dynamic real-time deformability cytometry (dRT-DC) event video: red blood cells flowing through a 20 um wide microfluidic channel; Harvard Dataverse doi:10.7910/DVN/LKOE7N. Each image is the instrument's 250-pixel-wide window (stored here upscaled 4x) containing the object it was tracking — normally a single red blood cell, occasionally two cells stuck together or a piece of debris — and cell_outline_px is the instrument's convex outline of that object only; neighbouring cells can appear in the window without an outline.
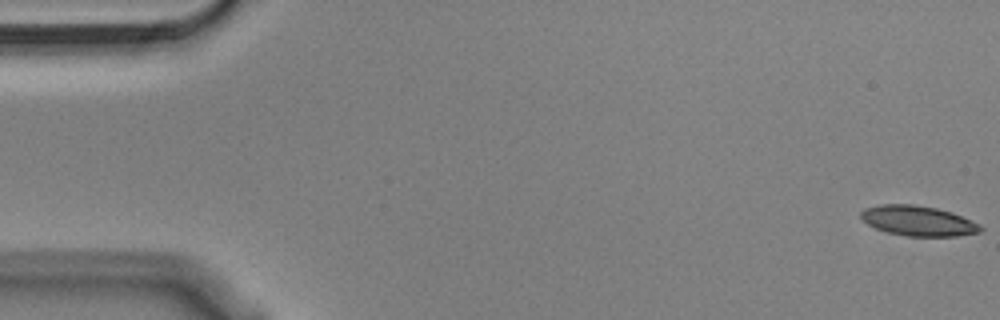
{"species": "Egyptian fruit bat (a non-hibernating species)", "species_latin": "Rousettus aegyptiacus", "temperature_condition": "cold", "stored_images_in_passage": 55, "camera_frame_rate_fps": 3000, "um_per_image_px": 0.085, "animal": {"sex": "male"}, "frame": {"image": 1, "passage_image": 1, "time_ms": 0.0, "image_size_px": [1000, 320], "cell_outline_px": [[984, 228], [980, 232], [956, 236], [908, 236], [888, 232], [876, 228], [868, 224], [860, 216], [860, 212], [864, 208], [880, 204], [912, 204], [936, 208], [952, 212], [980, 224]], "centroid_in_image_um": [78.05, 18.76], "position_along_channel_um": 7.0, "area_um2": 20.92}}
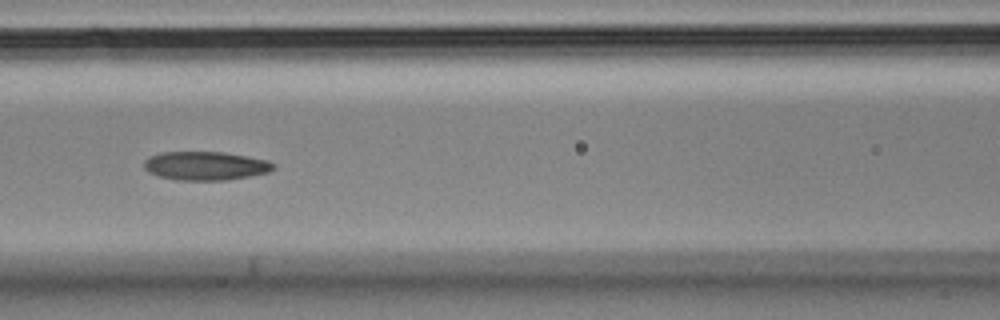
{"frame": {"image": 2, "passage_image": 24, "time_ms": 7.667, "image_size_px": [1000, 320], "cell_outline_px": [[276, 168], [268, 172], [248, 176], [224, 180], [176, 180], [160, 176], [148, 172], [144, 168], [144, 160], [148, 156], [160, 152], [224, 152], [268, 160], [276, 164]], "centroid_in_image_um": [17.46, 14.08], "position_along_channel_um": 149.1, "area_um2": 21.68}}
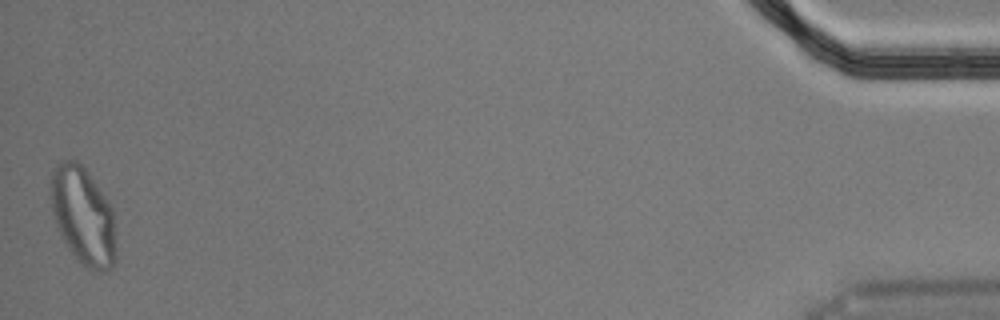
{"frame": {"image": 3, "passage_image": 55, "time_ms": 18.0, "image_size_px": [1000, 320], "cell_outline_px": [[116, 260], [112, 268], [104, 272], [88, 268], [68, 248], [56, 224], [52, 212], [52, 172], [64, 160], [76, 160], [88, 172], [112, 208], [116, 248]], "centroid_in_image_um": [7.1, 18.38], "position_along_channel_um": 428.1, "area_um2": 36.3}, "authors_computed_cell_mechanics": {"area_um2": 21.964, "velocity_mm_per_s": 3.6121, "shape_relaxation_time_tau1_ms": null, "shape_relaxation_time_tau2_ms": 3.7001, "deformation_change_tau1": null, "deformation_change_tau2": 0.1038}}